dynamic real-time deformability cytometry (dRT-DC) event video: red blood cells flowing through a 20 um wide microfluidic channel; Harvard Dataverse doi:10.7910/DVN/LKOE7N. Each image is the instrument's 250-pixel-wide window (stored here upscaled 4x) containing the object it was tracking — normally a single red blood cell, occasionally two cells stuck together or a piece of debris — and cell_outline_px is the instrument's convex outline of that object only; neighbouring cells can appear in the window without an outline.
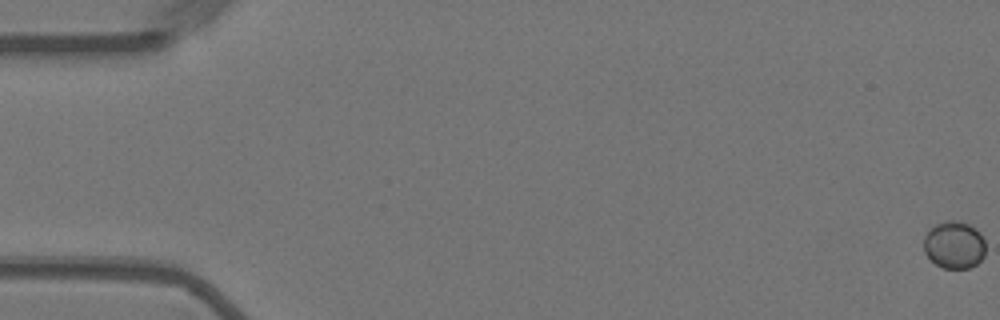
{"species": "Egyptian fruit bat (a non-hibernating species)", "species_latin": "Rousettus aegyptiacus", "temperature_condition": "warm", "stored_images_in_passage": 58, "camera_frame_rate_fps": 3000, "um_per_image_px": 0.085, "animal": {"sex": "female"}, "frame": {"image": 1, "passage_image": 1, "time_ms": 0.0, "image_size_px": [1000, 320], "cell_outline_px": [[984, 256], [976, 264], [968, 268], [944, 268], [936, 264], [924, 252], [924, 236], [936, 224], [944, 220], [960, 220], [976, 228], [980, 232], [984, 240]], "centroid_in_image_um": [81.11, 20.79], "position_along_channel_um": 3.9, "area_um2": 17.05}}
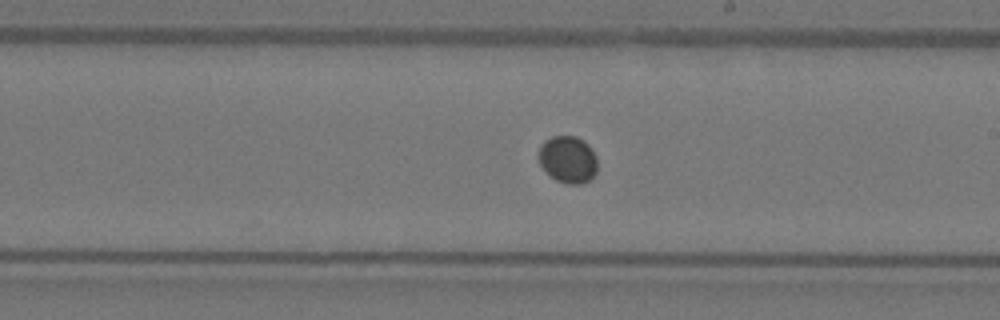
{"frame": {"image": 2, "passage_image": 34, "time_ms": 11.0, "image_size_px": [1000, 320], "cell_outline_px": [[596, 172], [588, 180], [580, 184], [568, 184], [556, 180], [544, 172], [540, 164], [540, 144], [544, 140], [552, 136], [576, 136], [584, 140], [588, 144], [596, 156]], "centroid_in_image_um": [48.26, 13.54], "position_along_channel_um": 240.7, "area_um2": 16.13}}
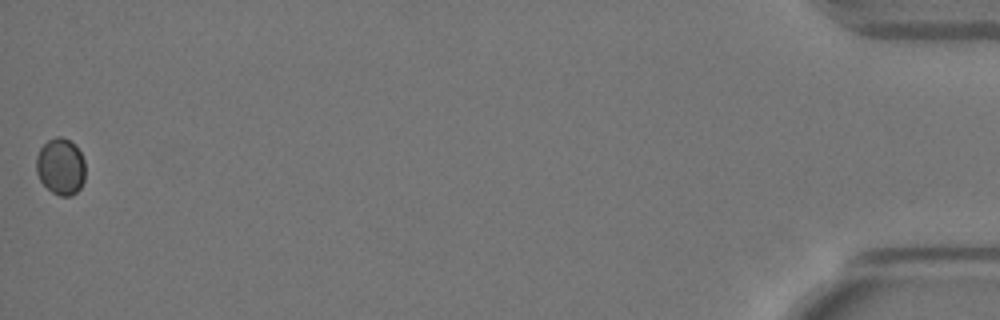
{"frame": {"image": 3, "passage_image": 58, "time_ms": 19.0, "image_size_px": [1000, 320], "cell_outline_px": [[84, 180], [80, 188], [72, 196], [60, 196], [52, 192], [40, 180], [36, 172], [36, 156], [40, 148], [48, 140], [56, 136], [60, 136], [76, 144], [84, 160]], "centroid_in_image_um": [5.15, 14.15], "position_along_channel_um": 430.0, "area_um2": 16.24}}